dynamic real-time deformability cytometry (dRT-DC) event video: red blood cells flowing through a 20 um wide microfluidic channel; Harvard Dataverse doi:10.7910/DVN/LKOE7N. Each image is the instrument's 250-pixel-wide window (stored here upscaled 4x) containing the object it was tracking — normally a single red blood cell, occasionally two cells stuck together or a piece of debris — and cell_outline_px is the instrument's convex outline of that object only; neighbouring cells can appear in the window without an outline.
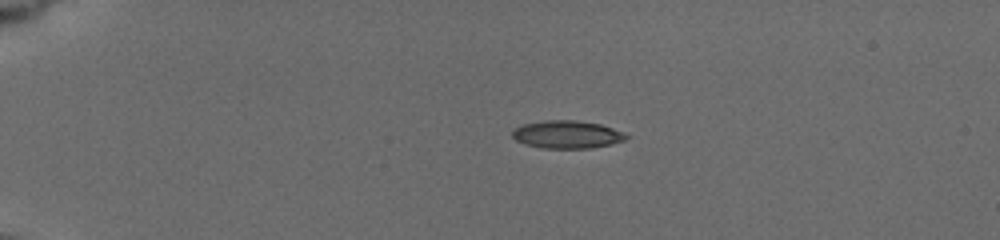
{"species": "common noctule bat (a hibernating species)", "species_latin": "Nyctalus noctula", "temperature_condition": "cold", "stored_images_in_passage": 61, "camera_frame_rate_fps": 3000, "um_per_image_px": 0.085, "animal": {"sex": "female", "body_mass_g": 19.5, "forearm_length_mm": 54.1}, "frame": {"image": 1, "passage_image": 1, "time_ms": 0.0, "image_size_px": [1000, 240], "cell_outline_px": [[632, 136], [624, 140], [608, 144], [588, 148], [544, 148], [528, 144], [516, 140], [512, 136], [512, 128], [524, 124], [544, 120], [576, 120], [600, 124], [624, 132]], "centroid_in_image_um": [48.2, 11.41], "position_along_channel_um": 36.8, "area_um2": 18.32}}
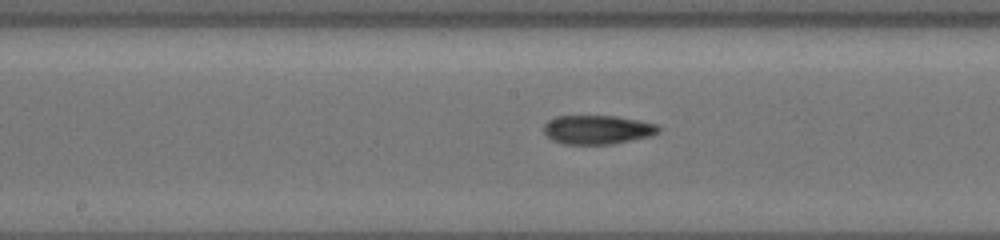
{"frame": {"image": 2, "passage_image": 26, "time_ms": 6.0, "image_size_px": [1000, 240], "cell_outline_px": [[660, 132], [652, 136], [612, 144], [564, 144], [552, 140], [544, 132], [544, 124], [548, 120], [556, 116], [616, 116], [656, 124], [660, 128]], "centroid_in_image_um": [50.78, 11.02], "position_along_channel_um": 197.4, "area_um2": 19.36}}
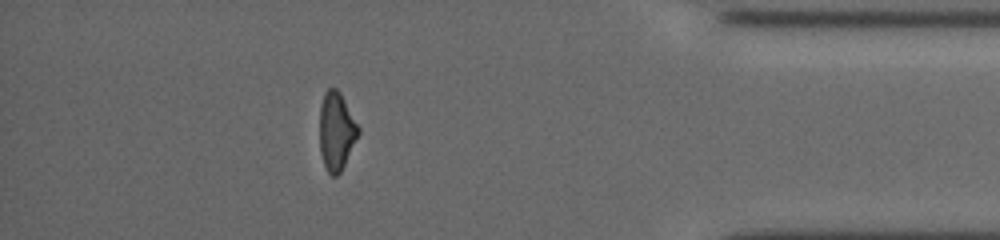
{"frame": {"image": 3, "passage_image": 53, "time_ms": 12.333, "image_size_px": [1000, 240], "cell_outline_px": [[360, 132], [340, 172], [336, 176], [332, 176], [328, 172], [324, 164], [320, 152], [320, 104], [324, 92], [328, 88], [336, 88], [340, 92], [360, 128]], "centroid_in_image_um": [28.58, 11.12], "position_along_channel_um": 406.6, "area_um2": 17.51}, "authors_computed_cell_mechanics": {"area_um2": 18.8428, "velocity_mm_per_s": 3.7836, "shape_relaxation_time_tau1_ms": 6.5779, "shape_relaxation_time_tau2_ms": 3.2301, "deformation_change_tau1": 0.1583, "deformation_change_tau2": 0.1126}}